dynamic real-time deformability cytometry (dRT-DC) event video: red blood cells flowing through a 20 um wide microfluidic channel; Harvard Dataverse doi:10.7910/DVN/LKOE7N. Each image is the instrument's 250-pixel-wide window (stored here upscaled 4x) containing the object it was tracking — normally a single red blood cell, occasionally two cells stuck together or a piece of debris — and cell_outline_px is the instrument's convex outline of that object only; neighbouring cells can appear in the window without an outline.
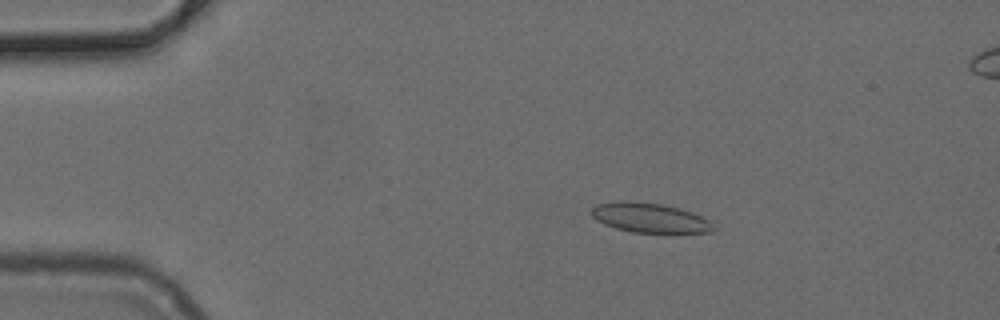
{"species": "common noctule bat (a hibernating species)", "species_latin": "Nyctalus noctula", "temperature_condition": "cold", "stored_images_in_passage": 53, "segment_of_instrument_passage": [1, 2], "camera_frame_rate_fps": 3000, "um_per_image_px": 0.085, "animal": {"sex": "female", "body_mass_g": 24.6, "forearm_length_mm": 56.2}, "frame": {"image": 1, "passage_image": 10, "time_ms": 3.0, "image_size_px": [1000, 320], "cell_outline_px": [[716, 228], [712, 232], [632, 232], [616, 228], [604, 224], [596, 220], [592, 216], [592, 208], [596, 204], [616, 200], [628, 200], [664, 204], [680, 208], [692, 212], [708, 220]], "centroid_in_image_um": [55.19, 18.49], "position_along_channel_um": 29.8, "area_um2": 21.1}}
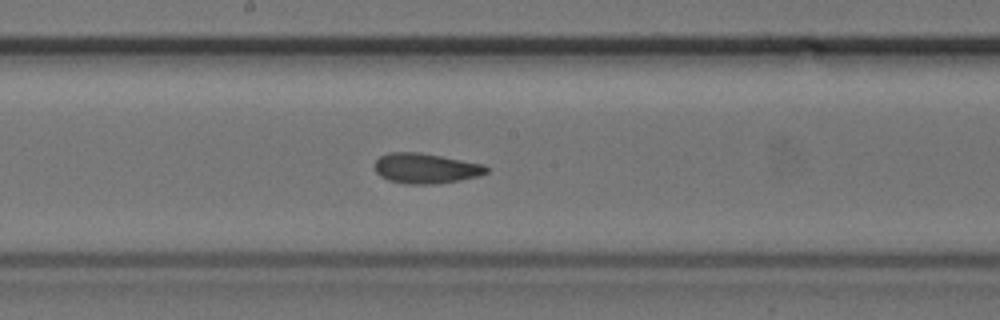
{"frame": {"image": 2, "passage_image": 28, "time_ms": 9.0, "image_size_px": [1000, 320], "cell_outline_px": [[492, 168], [488, 172], [480, 176], [460, 180], [436, 184], [408, 184], [388, 180], [380, 176], [376, 172], [376, 160], [380, 156], [388, 152], [420, 152], [484, 164]], "centroid_in_image_um": [36.23, 14.31], "position_along_channel_um": 212.0, "area_um2": 19.83}}
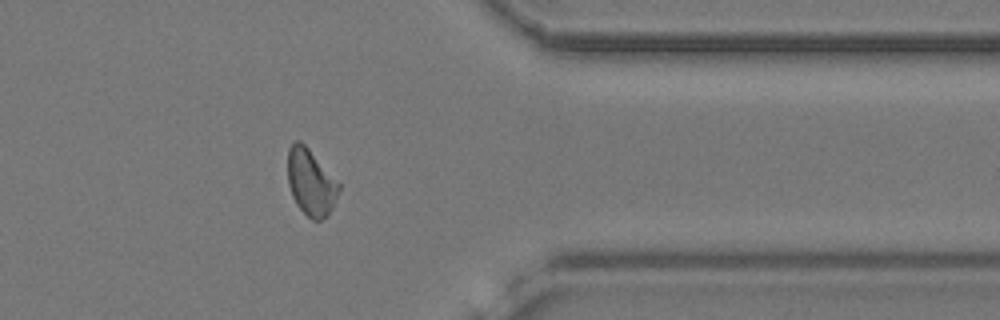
{"frame": {"image": 3, "passage_image": 42, "time_ms": 13.667, "image_size_px": [1000, 320], "cell_outline_px": [[340, 188], [332, 208], [328, 216], [320, 220], [312, 220], [296, 204], [292, 196], [288, 184], [288, 148], [296, 140], [300, 140], [308, 148], [340, 184]], "centroid_in_image_um": [26.41, 15.51], "position_along_channel_um": 385.0, "area_um2": 19.59}}